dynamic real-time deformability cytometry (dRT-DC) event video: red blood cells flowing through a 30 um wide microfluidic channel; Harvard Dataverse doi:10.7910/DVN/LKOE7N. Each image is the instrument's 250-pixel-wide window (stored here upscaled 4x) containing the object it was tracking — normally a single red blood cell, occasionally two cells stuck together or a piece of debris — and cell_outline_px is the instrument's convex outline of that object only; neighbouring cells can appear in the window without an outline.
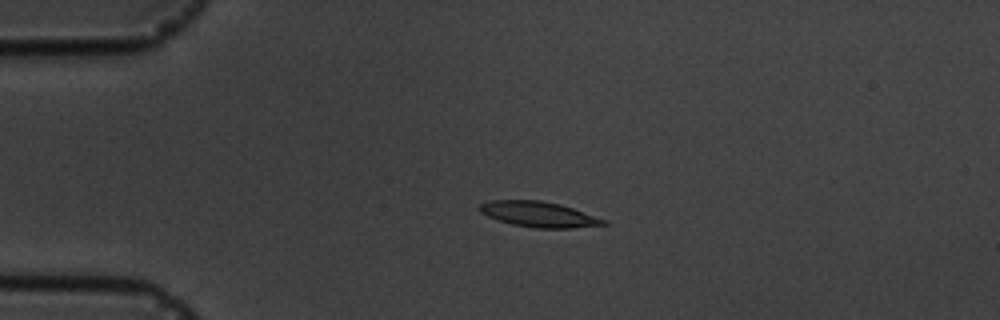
{"species": "common noctule bat (a hibernating species)", "species_latin": "Nyctalus noctula", "temperature_condition": "cold", "stored_images_in_passage": 5, "camera_frame_rate_fps": 3000, "um_per_image_px": 0.085, "animal": {"sex": "male", "body_mass_g": 19.5, "forearm_length_mm": 54.6}, "frame": {"image": 1, "passage_image": 3, "time_ms": 2.333, "image_size_px": [1000, 320], "cell_outline_px": [[608, 224], [572, 228], [536, 228], [512, 224], [488, 216], [480, 212], [480, 204], [492, 200], [540, 200], [560, 204], [608, 220]], "centroid_in_image_um": [45.83, 18.22], "position_along_channel_um": 39.2, "area_um2": 18.21}}
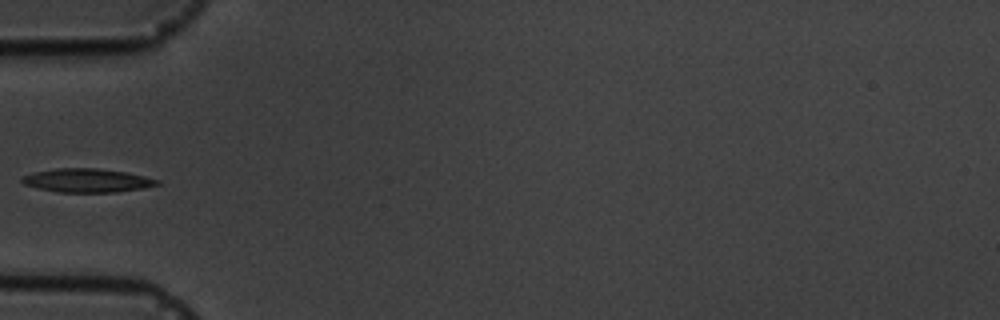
{"frame": {"image": 2, "passage_image": 5, "time_ms": 4.333, "image_size_px": [1000, 320], "cell_outline_px": [[160, 184], [144, 188], [116, 192], [56, 192], [24, 184], [20, 180], [20, 176], [32, 172], [56, 168], [96, 168], [124, 172], [144, 176], [160, 180]], "centroid_in_image_um": [7.37, 15.33], "position_along_channel_um": 77.6, "area_um2": 18.67}}